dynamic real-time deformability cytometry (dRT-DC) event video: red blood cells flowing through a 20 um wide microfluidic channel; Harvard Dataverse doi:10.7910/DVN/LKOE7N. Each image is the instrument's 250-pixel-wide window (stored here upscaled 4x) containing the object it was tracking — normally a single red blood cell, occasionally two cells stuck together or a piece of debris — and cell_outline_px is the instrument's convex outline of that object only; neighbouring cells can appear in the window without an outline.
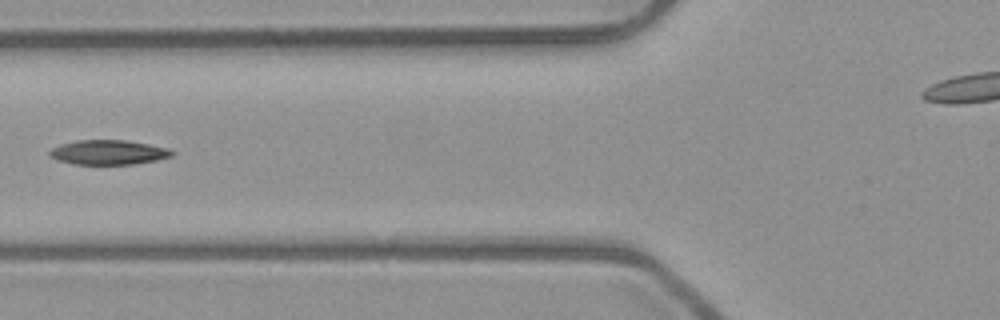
{"species": "common noctule bat (a hibernating species)", "species_latin": "Nyctalus noctula", "temperature_condition": "room temperature", "stored_images_in_passage": 5, "camera_frame_rate_fps": 3000, "um_per_image_px": 0.085, "animal": {"sex": "male", "body_mass_g": 23.1, "forearm_length_mm": 52.7}, "frame": {"image": 1, "passage_image": 5, "time_ms": 1.333, "image_size_px": [1000, 320], "cell_outline_px": [[176, 152], [172, 156], [156, 160], [132, 164], [76, 164], [60, 160], [48, 156], [48, 152], [52, 148], [60, 144], [80, 140], [124, 140], [148, 144], [168, 148]], "centroid_in_image_um": [9.22, 12.94], "position_along_channel_um": 116.6, "area_um2": 17.4}}